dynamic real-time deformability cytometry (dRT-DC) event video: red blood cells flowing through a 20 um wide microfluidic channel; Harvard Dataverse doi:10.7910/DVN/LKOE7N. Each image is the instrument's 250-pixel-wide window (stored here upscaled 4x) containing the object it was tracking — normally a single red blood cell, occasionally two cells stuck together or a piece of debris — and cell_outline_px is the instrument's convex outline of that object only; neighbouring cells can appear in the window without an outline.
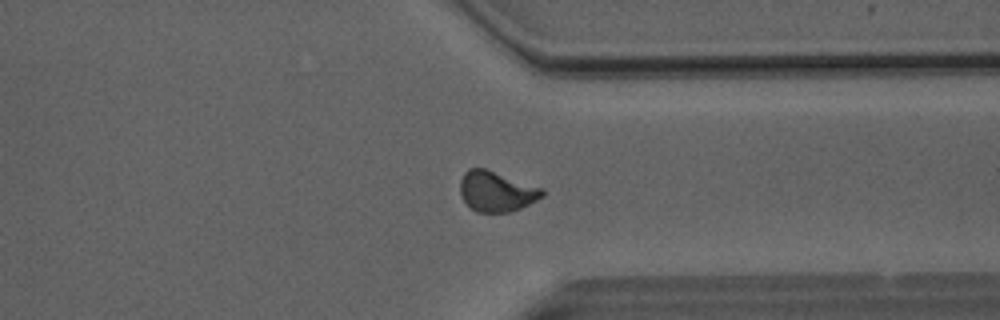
{"species": "Egyptian fruit bat (a non-hibernating species)", "species_latin": "Rousettus aegyptiacus", "temperature_condition": "room temperature", "stored_images_in_passage": 36, "segment_of_instrument_passage": [1, 2], "camera_frame_rate_fps": 3000, "um_per_image_px": 0.085, "animal": {"sex": "male"}, "frame": {"image": 1, "passage_image": 23, "time_ms": 7.333, "image_size_px": [1000, 320], "cell_outline_px": [[544, 196], [512, 212], [476, 212], [460, 196], [460, 180], [464, 172], [468, 168], [484, 168], [544, 188]], "centroid_in_image_um": [42.19, 16.26], "position_along_channel_um": 369.2, "area_um2": 19.31}}
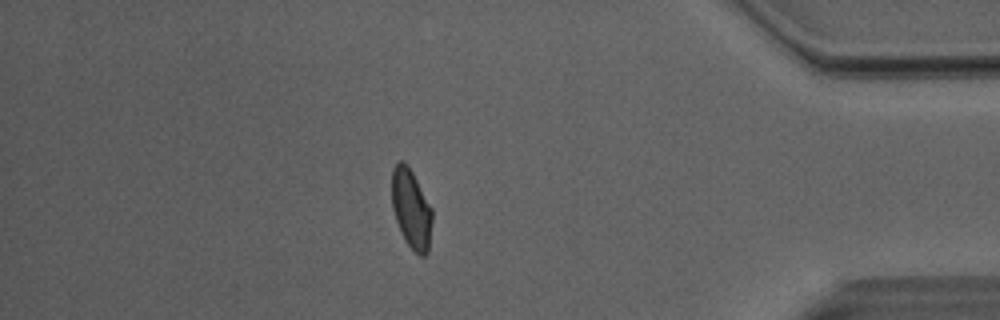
{"frame": {"image": 2, "passage_image": 28, "time_ms": 9.0, "image_size_px": [1000, 320], "cell_outline_px": [[432, 220], [428, 252], [424, 256], [420, 256], [404, 240], [396, 220], [392, 208], [392, 168], [400, 160], [404, 160], [412, 172], [432, 208]], "centroid_in_image_um": [34.95, 17.74], "position_along_channel_um": 400.3, "area_um2": 18.55}}